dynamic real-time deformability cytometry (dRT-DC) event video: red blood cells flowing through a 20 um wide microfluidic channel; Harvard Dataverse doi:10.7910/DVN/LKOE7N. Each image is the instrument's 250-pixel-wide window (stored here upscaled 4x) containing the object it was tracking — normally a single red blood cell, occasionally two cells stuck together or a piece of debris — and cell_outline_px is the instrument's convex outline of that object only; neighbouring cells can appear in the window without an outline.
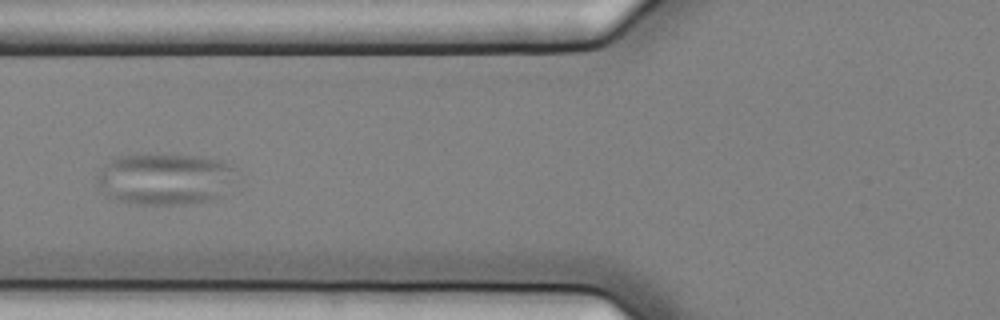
{"species": "common noctule bat (a hibernating species)", "species_latin": "Nyctalus noctula", "temperature_condition": "cold", "stored_images_in_passage": 39, "camera_frame_rate_fps": 3000, "um_per_image_px": 0.085, "animal": {"sex": "female", "body_mass_g": 25.1}, "frame": {"image": 1, "passage_image": 25, "time_ms": 8.0, "image_size_px": [1000, 320], "cell_outline_px": [[232, 168], [220, 196], [208, 200], [184, 204], [136, 204], [116, 200], [108, 196], [104, 192], [96, 180], [96, 172], [108, 160], [116, 156], [200, 156], [224, 160], [232, 164]], "centroid_in_image_um": [13.89, 15.21], "position_along_channel_um": 111.9, "area_um2": 40.75}}
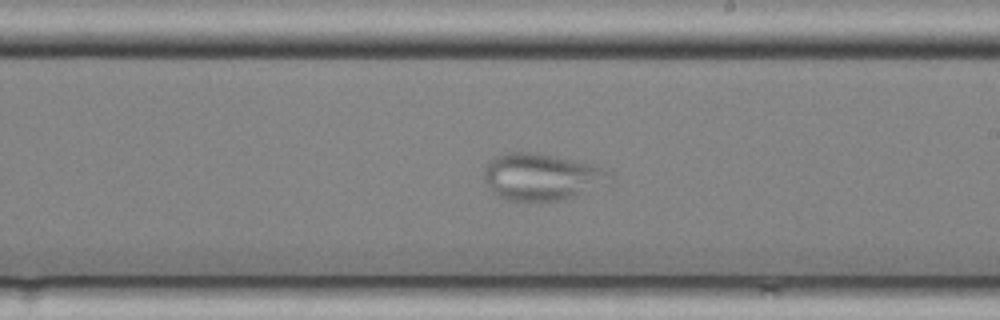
{"frame": {"image": 2, "passage_image": 36, "time_ms": 11.667, "image_size_px": [1000, 320], "cell_outline_px": [[612, 180], [608, 184], [576, 196], [564, 200], [508, 200], [500, 196], [488, 184], [484, 176], [484, 168], [488, 160], [496, 156], [508, 152], [528, 152], [556, 156], [580, 160], [596, 164], [612, 172]], "centroid_in_image_um": [46.14, 15.01], "position_along_channel_um": 242.9, "area_um2": 34.51}}